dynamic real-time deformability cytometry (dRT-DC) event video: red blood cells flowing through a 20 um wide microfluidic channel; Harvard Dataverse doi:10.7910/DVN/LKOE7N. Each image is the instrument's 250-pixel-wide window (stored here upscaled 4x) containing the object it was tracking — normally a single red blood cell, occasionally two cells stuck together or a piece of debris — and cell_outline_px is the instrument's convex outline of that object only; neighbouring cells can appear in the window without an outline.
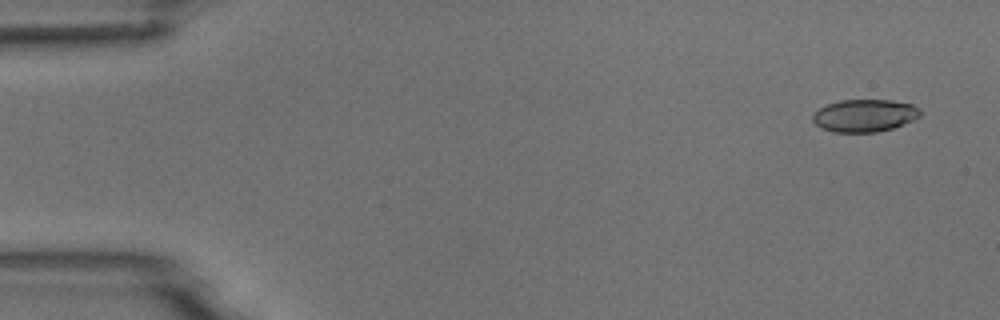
{"species": "common noctule bat (a hibernating species)", "species_latin": "Nyctalus noctula", "temperature_condition": "room temperature", "stored_images_in_passage": 8, "camera_frame_rate_fps": 3000, "um_per_image_px": 0.085, "animal": {"sex": "male", "body_mass_g": 18.8}, "frame": {"image": 1, "passage_image": 1, "time_ms": 0.0, "image_size_px": [1000, 320], "cell_outline_px": [[920, 116], [912, 120], [892, 128], [876, 132], [832, 132], [816, 124], [812, 120], [812, 116], [820, 108], [828, 104], [840, 100], [892, 100], [912, 104], [920, 108]], "centroid_in_image_um": [73.5, 9.81], "position_along_channel_um": 11.5, "area_um2": 20.17}}
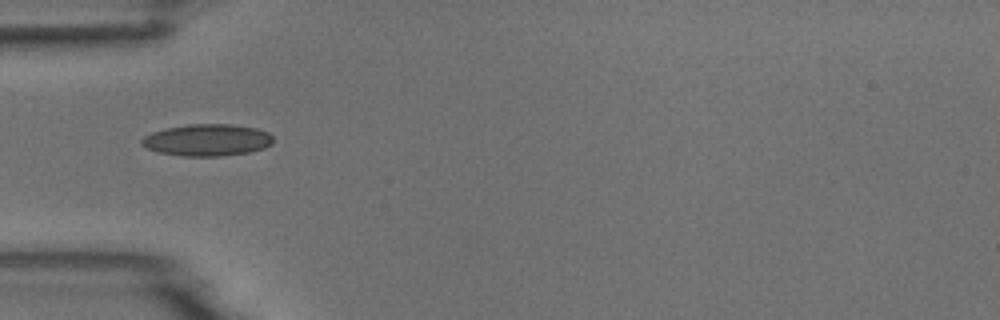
{"frame": {"image": 2, "passage_image": 5, "time_ms": 4.667, "image_size_px": [1000, 320], "cell_outline_px": [[272, 144], [264, 148], [252, 152], [220, 156], [180, 156], [156, 152], [140, 144], [140, 140], [144, 136], [152, 132], [168, 128], [188, 124], [232, 124], [256, 128], [268, 132], [272, 136]], "centroid_in_image_um": [17.61, 11.91], "position_along_channel_um": 67.4, "area_um2": 24.57}}